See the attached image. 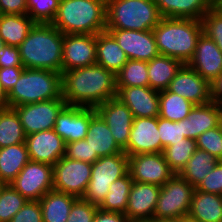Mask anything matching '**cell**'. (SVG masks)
I'll return each instance as SVG.
<instances>
[{
	"instance_id": "6da1fadb",
	"label": "cell",
	"mask_w": 222,
	"mask_h": 222,
	"mask_svg": "<svg viewBox=\"0 0 222 222\" xmlns=\"http://www.w3.org/2000/svg\"><path fill=\"white\" fill-rule=\"evenodd\" d=\"M62 97L68 106L94 107L116 98V75L99 64L61 73Z\"/></svg>"
},
{
	"instance_id": "7a4b0ae2",
	"label": "cell",
	"mask_w": 222,
	"mask_h": 222,
	"mask_svg": "<svg viewBox=\"0 0 222 222\" xmlns=\"http://www.w3.org/2000/svg\"><path fill=\"white\" fill-rule=\"evenodd\" d=\"M63 39L51 23H36L18 46L23 67L62 73Z\"/></svg>"
},
{
	"instance_id": "3957f363",
	"label": "cell",
	"mask_w": 222,
	"mask_h": 222,
	"mask_svg": "<svg viewBox=\"0 0 222 222\" xmlns=\"http://www.w3.org/2000/svg\"><path fill=\"white\" fill-rule=\"evenodd\" d=\"M152 31L159 55L176 58L183 64H188L194 56L203 27L201 20L162 18Z\"/></svg>"
},
{
	"instance_id": "277c9868",
	"label": "cell",
	"mask_w": 222,
	"mask_h": 222,
	"mask_svg": "<svg viewBox=\"0 0 222 222\" xmlns=\"http://www.w3.org/2000/svg\"><path fill=\"white\" fill-rule=\"evenodd\" d=\"M51 24L64 35L106 31V0H60Z\"/></svg>"
},
{
	"instance_id": "5b68a950",
	"label": "cell",
	"mask_w": 222,
	"mask_h": 222,
	"mask_svg": "<svg viewBox=\"0 0 222 222\" xmlns=\"http://www.w3.org/2000/svg\"><path fill=\"white\" fill-rule=\"evenodd\" d=\"M62 96L61 73L47 69L24 68L7 94L9 108L53 100Z\"/></svg>"
},
{
	"instance_id": "8992f818",
	"label": "cell",
	"mask_w": 222,
	"mask_h": 222,
	"mask_svg": "<svg viewBox=\"0 0 222 222\" xmlns=\"http://www.w3.org/2000/svg\"><path fill=\"white\" fill-rule=\"evenodd\" d=\"M161 19L155 0H106V29L153 30Z\"/></svg>"
},
{
	"instance_id": "52a82bcc",
	"label": "cell",
	"mask_w": 222,
	"mask_h": 222,
	"mask_svg": "<svg viewBox=\"0 0 222 222\" xmlns=\"http://www.w3.org/2000/svg\"><path fill=\"white\" fill-rule=\"evenodd\" d=\"M127 173L128 155L124 151L111 156L99 157L92 164L91 179L82 198L99 206L109 192L110 184Z\"/></svg>"
},
{
	"instance_id": "ba28073f",
	"label": "cell",
	"mask_w": 222,
	"mask_h": 222,
	"mask_svg": "<svg viewBox=\"0 0 222 222\" xmlns=\"http://www.w3.org/2000/svg\"><path fill=\"white\" fill-rule=\"evenodd\" d=\"M194 190L187 180L174 174L161 186L153 219L157 221L188 215Z\"/></svg>"
},
{
	"instance_id": "9c48e42d",
	"label": "cell",
	"mask_w": 222,
	"mask_h": 222,
	"mask_svg": "<svg viewBox=\"0 0 222 222\" xmlns=\"http://www.w3.org/2000/svg\"><path fill=\"white\" fill-rule=\"evenodd\" d=\"M92 164L63 156L53 166V189L82 198L91 179Z\"/></svg>"
},
{
	"instance_id": "30bf717a",
	"label": "cell",
	"mask_w": 222,
	"mask_h": 222,
	"mask_svg": "<svg viewBox=\"0 0 222 222\" xmlns=\"http://www.w3.org/2000/svg\"><path fill=\"white\" fill-rule=\"evenodd\" d=\"M67 106L61 96L53 100L29 103L13 107L27 135L54 128L56 118Z\"/></svg>"
},
{
	"instance_id": "8fae6325",
	"label": "cell",
	"mask_w": 222,
	"mask_h": 222,
	"mask_svg": "<svg viewBox=\"0 0 222 222\" xmlns=\"http://www.w3.org/2000/svg\"><path fill=\"white\" fill-rule=\"evenodd\" d=\"M9 184L27 200L39 201L53 189V166L29 160Z\"/></svg>"
},
{
	"instance_id": "7c38bea8",
	"label": "cell",
	"mask_w": 222,
	"mask_h": 222,
	"mask_svg": "<svg viewBox=\"0 0 222 222\" xmlns=\"http://www.w3.org/2000/svg\"><path fill=\"white\" fill-rule=\"evenodd\" d=\"M128 172L133 181L163 186L175 173L163 153L128 156Z\"/></svg>"
},
{
	"instance_id": "4fadbf2b",
	"label": "cell",
	"mask_w": 222,
	"mask_h": 222,
	"mask_svg": "<svg viewBox=\"0 0 222 222\" xmlns=\"http://www.w3.org/2000/svg\"><path fill=\"white\" fill-rule=\"evenodd\" d=\"M96 64V35L65 34L62 72Z\"/></svg>"
},
{
	"instance_id": "5bb4252c",
	"label": "cell",
	"mask_w": 222,
	"mask_h": 222,
	"mask_svg": "<svg viewBox=\"0 0 222 222\" xmlns=\"http://www.w3.org/2000/svg\"><path fill=\"white\" fill-rule=\"evenodd\" d=\"M167 90L182 96L194 105H205L212 101L211 85L188 64L182 65Z\"/></svg>"
},
{
	"instance_id": "9a60e30c",
	"label": "cell",
	"mask_w": 222,
	"mask_h": 222,
	"mask_svg": "<svg viewBox=\"0 0 222 222\" xmlns=\"http://www.w3.org/2000/svg\"><path fill=\"white\" fill-rule=\"evenodd\" d=\"M124 50L129 60L149 62L159 55L152 30L106 29Z\"/></svg>"
},
{
	"instance_id": "2e32d148",
	"label": "cell",
	"mask_w": 222,
	"mask_h": 222,
	"mask_svg": "<svg viewBox=\"0 0 222 222\" xmlns=\"http://www.w3.org/2000/svg\"><path fill=\"white\" fill-rule=\"evenodd\" d=\"M158 131V117L134 118L127 147L128 156L146 153H163Z\"/></svg>"
},
{
	"instance_id": "e0dca14e",
	"label": "cell",
	"mask_w": 222,
	"mask_h": 222,
	"mask_svg": "<svg viewBox=\"0 0 222 222\" xmlns=\"http://www.w3.org/2000/svg\"><path fill=\"white\" fill-rule=\"evenodd\" d=\"M25 144L31 161L54 166L65 156L66 144L53 129L27 135Z\"/></svg>"
},
{
	"instance_id": "ac0fdd59",
	"label": "cell",
	"mask_w": 222,
	"mask_h": 222,
	"mask_svg": "<svg viewBox=\"0 0 222 222\" xmlns=\"http://www.w3.org/2000/svg\"><path fill=\"white\" fill-rule=\"evenodd\" d=\"M95 109L108 125L116 143L124 150L127 147L134 120L131 111L117 98L107 100Z\"/></svg>"
},
{
	"instance_id": "d6986e66",
	"label": "cell",
	"mask_w": 222,
	"mask_h": 222,
	"mask_svg": "<svg viewBox=\"0 0 222 222\" xmlns=\"http://www.w3.org/2000/svg\"><path fill=\"white\" fill-rule=\"evenodd\" d=\"M188 65L211 85L222 73V52L212 39L202 33Z\"/></svg>"
},
{
	"instance_id": "ffe728a7",
	"label": "cell",
	"mask_w": 222,
	"mask_h": 222,
	"mask_svg": "<svg viewBox=\"0 0 222 222\" xmlns=\"http://www.w3.org/2000/svg\"><path fill=\"white\" fill-rule=\"evenodd\" d=\"M116 98L128 107L134 118L159 116V91L149 86L117 87Z\"/></svg>"
},
{
	"instance_id": "44dd1931",
	"label": "cell",
	"mask_w": 222,
	"mask_h": 222,
	"mask_svg": "<svg viewBox=\"0 0 222 222\" xmlns=\"http://www.w3.org/2000/svg\"><path fill=\"white\" fill-rule=\"evenodd\" d=\"M90 124V107L66 106L56 118L53 130L65 144L84 140Z\"/></svg>"
},
{
	"instance_id": "7402d4cb",
	"label": "cell",
	"mask_w": 222,
	"mask_h": 222,
	"mask_svg": "<svg viewBox=\"0 0 222 222\" xmlns=\"http://www.w3.org/2000/svg\"><path fill=\"white\" fill-rule=\"evenodd\" d=\"M160 189L159 185L134 181L125 210L128 219H153Z\"/></svg>"
},
{
	"instance_id": "603a6c76",
	"label": "cell",
	"mask_w": 222,
	"mask_h": 222,
	"mask_svg": "<svg viewBox=\"0 0 222 222\" xmlns=\"http://www.w3.org/2000/svg\"><path fill=\"white\" fill-rule=\"evenodd\" d=\"M222 123V107L214 102L195 105L189 116L183 120L184 136L196 140L203 132Z\"/></svg>"
},
{
	"instance_id": "cb8c5ba5",
	"label": "cell",
	"mask_w": 222,
	"mask_h": 222,
	"mask_svg": "<svg viewBox=\"0 0 222 222\" xmlns=\"http://www.w3.org/2000/svg\"><path fill=\"white\" fill-rule=\"evenodd\" d=\"M85 140L89 143L92 154H97L99 157L123 152V149L116 143L108 125L94 107H90V124Z\"/></svg>"
},
{
	"instance_id": "d4e9b609",
	"label": "cell",
	"mask_w": 222,
	"mask_h": 222,
	"mask_svg": "<svg viewBox=\"0 0 222 222\" xmlns=\"http://www.w3.org/2000/svg\"><path fill=\"white\" fill-rule=\"evenodd\" d=\"M162 18L201 20L214 7V0H155Z\"/></svg>"
},
{
	"instance_id": "484cf974",
	"label": "cell",
	"mask_w": 222,
	"mask_h": 222,
	"mask_svg": "<svg viewBox=\"0 0 222 222\" xmlns=\"http://www.w3.org/2000/svg\"><path fill=\"white\" fill-rule=\"evenodd\" d=\"M128 60L124 50L118 45L115 38L108 31L96 34L97 64L116 75Z\"/></svg>"
},
{
	"instance_id": "4316f807",
	"label": "cell",
	"mask_w": 222,
	"mask_h": 222,
	"mask_svg": "<svg viewBox=\"0 0 222 222\" xmlns=\"http://www.w3.org/2000/svg\"><path fill=\"white\" fill-rule=\"evenodd\" d=\"M77 199L73 195L54 189L47 192L39 200L43 222H66Z\"/></svg>"
},
{
	"instance_id": "83f0119b",
	"label": "cell",
	"mask_w": 222,
	"mask_h": 222,
	"mask_svg": "<svg viewBox=\"0 0 222 222\" xmlns=\"http://www.w3.org/2000/svg\"><path fill=\"white\" fill-rule=\"evenodd\" d=\"M188 215L200 222H222V195L195 188Z\"/></svg>"
},
{
	"instance_id": "f1b7e54d",
	"label": "cell",
	"mask_w": 222,
	"mask_h": 222,
	"mask_svg": "<svg viewBox=\"0 0 222 222\" xmlns=\"http://www.w3.org/2000/svg\"><path fill=\"white\" fill-rule=\"evenodd\" d=\"M183 63L164 55H158L148 62L149 87L156 91L167 90Z\"/></svg>"
},
{
	"instance_id": "f546056e",
	"label": "cell",
	"mask_w": 222,
	"mask_h": 222,
	"mask_svg": "<svg viewBox=\"0 0 222 222\" xmlns=\"http://www.w3.org/2000/svg\"><path fill=\"white\" fill-rule=\"evenodd\" d=\"M35 24L27 14H0V37L6 45L18 47Z\"/></svg>"
},
{
	"instance_id": "4dcf8cb0",
	"label": "cell",
	"mask_w": 222,
	"mask_h": 222,
	"mask_svg": "<svg viewBox=\"0 0 222 222\" xmlns=\"http://www.w3.org/2000/svg\"><path fill=\"white\" fill-rule=\"evenodd\" d=\"M29 160L25 143L0 148V181L12 182Z\"/></svg>"
},
{
	"instance_id": "1f68e13d",
	"label": "cell",
	"mask_w": 222,
	"mask_h": 222,
	"mask_svg": "<svg viewBox=\"0 0 222 222\" xmlns=\"http://www.w3.org/2000/svg\"><path fill=\"white\" fill-rule=\"evenodd\" d=\"M218 162L216 157L197 148L179 175L196 188Z\"/></svg>"
},
{
	"instance_id": "d6a6232c",
	"label": "cell",
	"mask_w": 222,
	"mask_h": 222,
	"mask_svg": "<svg viewBox=\"0 0 222 222\" xmlns=\"http://www.w3.org/2000/svg\"><path fill=\"white\" fill-rule=\"evenodd\" d=\"M195 105L182 96L168 90L159 92V116L179 122L187 118Z\"/></svg>"
},
{
	"instance_id": "836d02e7",
	"label": "cell",
	"mask_w": 222,
	"mask_h": 222,
	"mask_svg": "<svg viewBox=\"0 0 222 222\" xmlns=\"http://www.w3.org/2000/svg\"><path fill=\"white\" fill-rule=\"evenodd\" d=\"M133 179L128 172L110 184L109 192L98 206L101 210L125 214Z\"/></svg>"
},
{
	"instance_id": "e575fe53",
	"label": "cell",
	"mask_w": 222,
	"mask_h": 222,
	"mask_svg": "<svg viewBox=\"0 0 222 222\" xmlns=\"http://www.w3.org/2000/svg\"><path fill=\"white\" fill-rule=\"evenodd\" d=\"M26 134L13 108L0 110V148L25 143Z\"/></svg>"
},
{
	"instance_id": "d590c367",
	"label": "cell",
	"mask_w": 222,
	"mask_h": 222,
	"mask_svg": "<svg viewBox=\"0 0 222 222\" xmlns=\"http://www.w3.org/2000/svg\"><path fill=\"white\" fill-rule=\"evenodd\" d=\"M149 86L148 62L128 60L116 74V87Z\"/></svg>"
},
{
	"instance_id": "8d00e7d4",
	"label": "cell",
	"mask_w": 222,
	"mask_h": 222,
	"mask_svg": "<svg viewBox=\"0 0 222 222\" xmlns=\"http://www.w3.org/2000/svg\"><path fill=\"white\" fill-rule=\"evenodd\" d=\"M197 150L196 140L185 138L163 150L165 160L175 174H179Z\"/></svg>"
},
{
	"instance_id": "74e56055",
	"label": "cell",
	"mask_w": 222,
	"mask_h": 222,
	"mask_svg": "<svg viewBox=\"0 0 222 222\" xmlns=\"http://www.w3.org/2000/svg\"><path fill=\"white\" fill-rule=\"evenodd\" d=\"M27 201L10 184H5L0 191V222H10Z\"/></svg>"
},
{
	"instance_id": "f35d334b",
	"label": "cell",
	"mask_w": 222,
	"mask_h": 222,
	"mask_svg": "<svg viewBox=\"0 0 222 222\" xmlns=\"http://www.w3.org/2000/svg\"><path fill=\"white\" fill-rule=\"evenodd\" d=\"M60 0H27V15L35 23H52Z\"/></svg>"
},
{
	"instance_id": "ab89813d",
	"label": "cell",
	"mask_w": 222,
	"mask_h": 222,
	"mask_svg": "<svg viewBox=\"0 0 222 222\" xmlns=\"http://www.w3.org/2000/svg\"><path fill=\"white\" fill-rule=\"evenodd\" d=\"M197 148L206 151L222 161V123L210 130L203 132L196 139Z\"/></svg>"
},
{
	"instance_id": "60d3db41",
	"label": "cell",
	"mask_w": 222,
	"mask_h": 222,
	"mask_svg": "<svg viewBox=\"0 0 222 222\" xmlns=\"http://www.w3.org/2000/svg\"><path fill=\"white\" fill-rule=\"evenodd\" d=\"M203 33L212 39L222 52V12L215 7L208 10L201 18Z\"/></svg>"
},
{
	"instance_id": "b9f144b4",
	"label": "cell",
	"mask_w": 222,
	"mask_h": 222,
	"mask_svg": "<svg viewBox=\"0 0 222 222\" xmlns=\"http://www.w3.org/2000/svg\"><path fill=\"white\" fill-rule=\"evenodd\" d=\"M158 131L160 135L161 145L164 148L185 139L183 120L179 122H173L171 120H166L158 117Z\"/></svg>"
},
{
	"instance_id": "7bdbcfd3",
	"label": "cell",
	"mask_w": 222,
	"mask_h": 222,
	"mask_svg": "<svg viewBox=\"0 0 222 222\" xmlns=\"http://www.w3.org/2000/svg\"><path fill=\"white\" fill-rule=\"evenodd\" d=\"M65 157L90 164H93L99 158L97 154H92L90 145L85 139L67 143Z\"/></svg>"
},
{
	"instance_id": "ee69618b",
	"label": "cell",
	"mask_w": 222,
	"mask_h": 222,
	"mask_svg": "<svg viewBox=\"0 0 222 222\" xmlns=\"http://www.w3.org/2000/svg\"><path fill=\"white\" fill-rule=\"evenodd\" d=\"M98 206L78 198L71 208L66 222H92L96 214Z\"/></svg>"
},
{
	"instance_id": "f6af8a7d",
	"label": "cell",
	"mask_w": 222,
	"mask_h": 222,
	"mask_svg": "<svg viewBox=\"0 0 222 222\" xmlns=\"http://www.w3.org/2000/svg\"><path fill=\"white\" fill-rule=\"evenodd\" d=\"M196 189L205 193L222 195V161L216 164Z\"/></svg>"
},
{
	"instance_id": "bcb514c9",
	"label": "cell",
	"mask_w": 222,
	"mask_h": 222,
	"mask_svg": "<svg viewBox=\"0 0 222 222\" xmlns=\"http://www.w3.org/2000/svg\"><path fill=\"white\" fill-rule=\"evenodd\" d=\"M10 222H43L39 201L28 200Z\"/></svg>"
},
{
	"instance_id": "7dc6e473",
	"label": "cell",
	"mask_w": 222,
	"mask_h": 222,
	"mask_svg": "<svg viewBox=\"0 0 222 222\" xmlns=\"http://www.w3.org/2000/svg\"><path fill=\"white\" fill-rule=\"evenodd\" d=\"M24 70L23 66L0 68V84L2 89L8 94L15 86Z\"/></svg>"
},
{
	"instance_id": "c3c4849f",
	"label": "cell",
	"mask_w": 222,
	"mask_h": 222,
	"mask_svg": "<svg viewBox=\"0 0 222 222\" xmlns=\"http://www.w3.org/2000/svg\"><path fill=\"white\" fill-rule=\"evenodd\" d=\"M14 66H23L19 48L5 45V47L0 50V68H9Z\"/></svg>"
},
{
	"instance_id": "681fc988",
	"label": "cell",
	"mask_w": 222,
	"mask_h": 222,
	"mask_svg": "<svg viewBox=\"0 0 222 222\" xmlns=\"http://www.w3.org/2000/svg\"><path fill=\"white\" fill-rule=\"evenodd\" d=\"M27 0H0V14H27Z\"/></svg>"
},
{
	"instance_id": "f907efd6",
	"label": "cell",
	"mask_w": 222,
	"mask_h": 222,
	"mask_svg": "<svg viewBox=\"0 0 222 222\" xmlns=\"http://www.w3.org/2000/svg\"><path fill=\"white\" fill-rule=\"evenodd\" d=\"M92 222H128V217L122 213L97 209Z\"/></svg>"
},
{
	"instance_id": "816d5d0a",
	"label": "cell",
	"mask_w": 222,
	"mask_h": 222,
	"mask_svg": "<svg viewBox=\"0 0 222 222\" xmlns=\"http://www.w3.org/2000/svg\"><path fill=\"white\" fill-rule=\"evenodd\" d=\"M211 99L212 102L222 107V73L211 84Z\"/></svg>"
},
{
	"instance_id": "f5cc1de1",
	"label": "cell",
	"mask_w": 222,
	"mask_h": 222,
	"mask_svg": "<svg viewBox=\"0 0 222 222\" xmlns=\"http://www.w3.org/2000/svg\"><path fill=\"white\" fill-rule=\"evenodd\" d=\"M9 107V103L7 100V93L2 89L0 84V110Z\"/></svg>"
},
{
	"instance_id": "db71d44e",
	"label": "cell",
	"mask_w": 222,
	"mask_h": 222,
	"mask_svg": "<svg viewBox=\"0 0 222 222\" xmlns=\"http://www.w3.org/2000/svg\"><path fill=\"white\" fill-rule=\"evenodd\" d=\"M180 222H200L197 219L192 218L189 215L180 217Z\"/></svg>"
},
{
	"instance_id": "11a10c76",
	"label": "cell",
	"mask_w": 222,
	"mask_h": 222,
	"mask_svg": "<svg viewBox=\"0 0 222 222\" xmlns=\"http://www.w3.org/2000/svg\"><path fill=\"white\" fill-rule=\"evenodd\" d=\"M214 7L222 12V0H214Z\"/></svg>"
},
{
	"instance_id": "9f6ffc18",
	"label": "cell",
	"mask_w": 222,
	"mask_h": 222,
	"mask_svg": "<svg viewBox=\"0 0 222 222\" xmlns=\"http://www.w3.org/2000/svg\"><path fill=\"white\" fill-rule=\"evenodd\" d=\"M155 222H180V218L160 219Z\"/></svg>"
},
{
	"instance_id": "6f0895ef",
	"label": "cell",
	"mask_w": 222,
	"mask_h": 222,
	"mask_svg": "<svg viewBox=\"0 0 222 222\" xmlns=\"http://www.w3.org/2000/svg\"><path fill=\"white\" fill-rule=\"evenodd\" d=\"M128 222H155L154 219H128Z\"/></svg>"
},
{
	"instance_id": "680465c9",
	"label": "cell",
	"mask_w": 222,
	"mask_h": 222,
	"mask_svg": "<svg viewBox=\"0 0 222 222\" xmlns=\"http://www.w3.org/2000/svg\"><path fill=\"white\" fill-rule=\"evenodd\" d=\"M5 45H6V43H5V42L2 40V38L0 37V50H1L2 48H4Z\"/></svg>"
},
{
	"instance_id": "91938a15",
	"label": "cell",
	"mask_w": 222,
	"mask_h": 222,
	"mask_svg": "<svg viewBox=\"0 0 222 222\" xmlns=\"http://www.w3.org/2000/svg\"><path fill=\"white\" fill-rule=\"evenodd\" d=\"M4 185H5V183L2 182V181H0V191H1V189L3 188Z\"/></svg>"
}]
</instances>
